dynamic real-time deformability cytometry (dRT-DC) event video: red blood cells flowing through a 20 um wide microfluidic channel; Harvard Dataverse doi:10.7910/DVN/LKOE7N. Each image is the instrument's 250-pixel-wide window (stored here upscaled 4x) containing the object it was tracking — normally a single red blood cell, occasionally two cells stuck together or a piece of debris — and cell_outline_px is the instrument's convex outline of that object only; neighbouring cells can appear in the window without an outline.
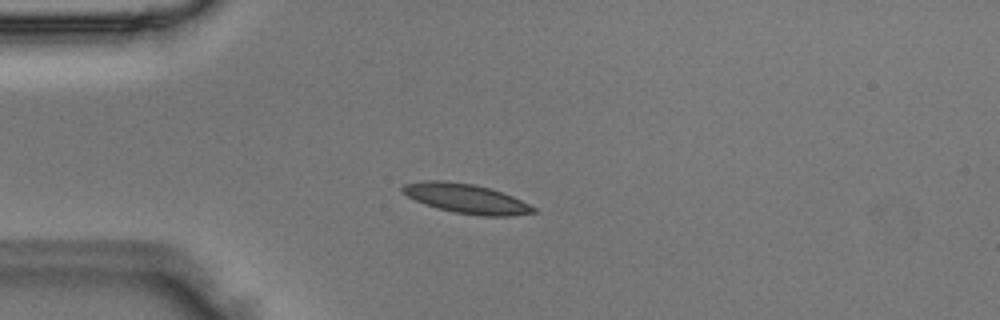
{"species": "Egyptian fruit bat (a non-hibernating species)", "species_latin": "Rousettus aegyptiacus", "temperature_condition": "room temperature", "stored_images_in_passage": 48, "camera_frame_rate_fps": 3000, "um_per_image_px": 0.085, "animal": {"sex": "male"}, "frame": {"image": 1, "passage_image": 12, "time_ms": 3.667, "image_size_px": [1000, 320], "cell_outline_px": [[536, 212], [508, 216], [480, 216], [452, 212], [424, 204], [400, 192], [400, 188], [404, 184], [424, 180], [444, 180], [476, 184], [512, 196], [536, 208]], "centroid_in_image_um": [39.57, 16.87], "position_along_channel_um": 45.4, "area_um2": 22.48}}
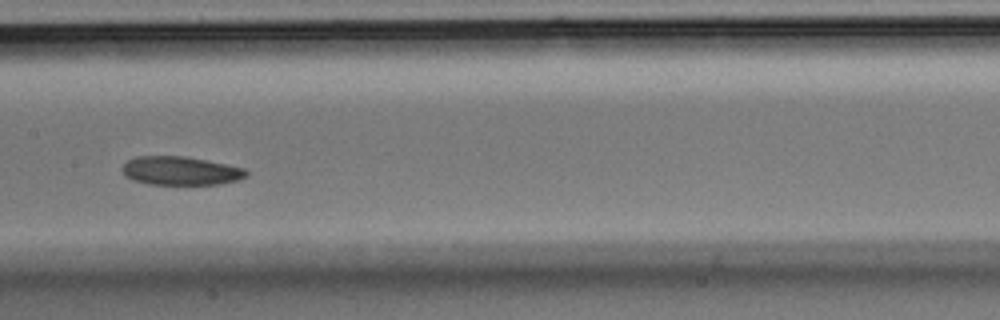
{"frame": {"image": 2, "passage_image": 24, "time_ms": 7.667, "image_size_px": [1000, 320], "cell_outline_px": [[248, 176], [236, 180], [220, 184], [148, 184], [132, 180], [124, 176], [120, 168], [128, 160], [136, 156], [184, 156], [244, 168], [248, 172]], "centroid_in_image_um": [15.29, 14.52], "position_along_channel_um": 192.1, "area_um2": 20.63}}
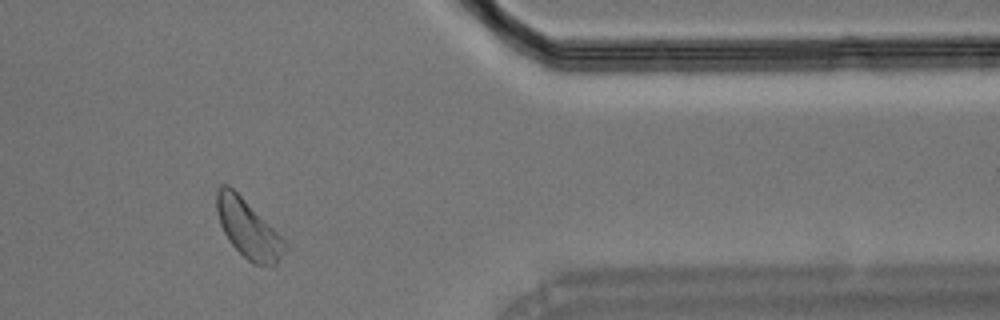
{"frame": {"image": 3, "passage_image": 40, "time_ms": 13.0, "image_size_px": [1000, 320], "cell_outline_px": [[284, 248], [280, 260], [276, 264], [252, 264], [228, 240], [220, 224], [216, 212], [216, 192], [220, 184], [228, 184], [284, 240]], "centroid_in_image_um": [21.02, 19.43], "position_along_channel_um": 390.4, "area_um2": 22.25}}